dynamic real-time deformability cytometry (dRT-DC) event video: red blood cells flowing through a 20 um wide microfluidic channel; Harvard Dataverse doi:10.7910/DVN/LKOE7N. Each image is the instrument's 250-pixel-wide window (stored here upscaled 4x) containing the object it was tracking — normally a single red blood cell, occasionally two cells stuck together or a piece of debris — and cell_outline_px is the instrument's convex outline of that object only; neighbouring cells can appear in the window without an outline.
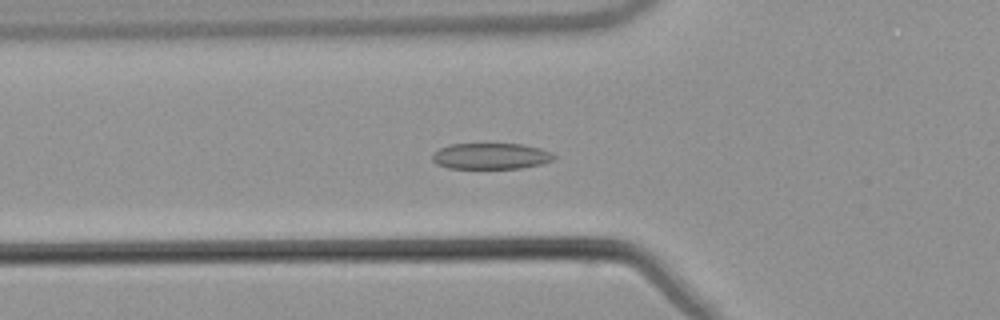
{"species": "common noctule bat (a hibernating species)", "species_latin": "Nyctalus noctula", "temperature_condition": "warm", "stored_images_in_passage": 56, "camera_frame_rate_fps": 3000, "um_per_image_px": 0.085, "animal": {"sex": "male", "body_mass_g": 21.5, "forearm_length_mm": 52.0}, "frame": {"image": 1, "passage_image": 20, "time_ms": 6.333, "image_size_px": [1000, 320], "cell_outline_px": [[556, 156], [552, 160], [540, 164], [520, 168], [448, 168], [436, 164], [432, 160], [432, 152], [448, 144], [520, 144], [540, 148], [552, 152]], "centroid_in_image_um": [41.69, 13.26], "position_along_channel_um": 84.1, "area_um2": 18.5}}
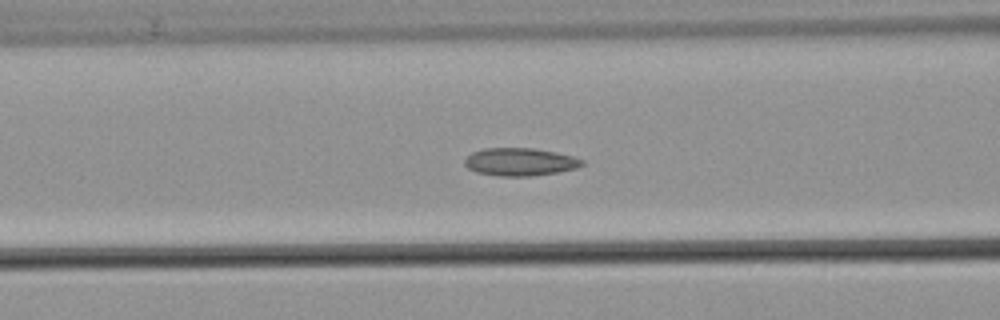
{"frame": {"image": 2, "passage_image": 23, "time_ms": 7.333, "image_size_px": [1000, 320], "cell_outline_px": [[584, 164], [576, 168], [556, 172], [532, 176], [500, 176], [476, 172], [468, 168], [464, 164], [464, 160], [472, 152], [484, 148], [536, 148], [556, 152], [572, 156], [584, 160]], "centroid_in_image_um": [44.19, 13.75], "position_along_channel_um": 122.4, "area_um2": 19.02}}
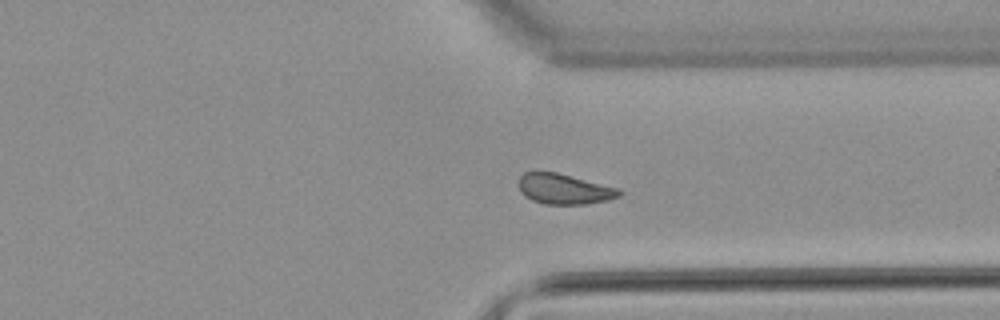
{"frame": {"image": 3, "passage_image": 42, "time_ms": 13.667, "image_size_px": [1000, 320], "cell_outline_px": [[624, 192], [620, 196], [608, 200], [588, 204], [544, 204], [532, 200], [524, 196], [520, 192], [520, 176], [524, 172], [556, 172], [620, 188]], "centroid_in_image_um": [48.0, 16.07], "position_along_channel_um": 363.4, "area_um2": 17.86}, "authors_computed_cell_mechanics": {"area_um2": 18.5249, "velocity_mm_per_s": 3.8058, "shape_relaxation_time_tau1_ms": 7.7894, "shape_relaxation_time_tau2_ms": 2.8111, "deformation_change_tau1": 0.1384, "deformation_change_tau2": 0.0803}}